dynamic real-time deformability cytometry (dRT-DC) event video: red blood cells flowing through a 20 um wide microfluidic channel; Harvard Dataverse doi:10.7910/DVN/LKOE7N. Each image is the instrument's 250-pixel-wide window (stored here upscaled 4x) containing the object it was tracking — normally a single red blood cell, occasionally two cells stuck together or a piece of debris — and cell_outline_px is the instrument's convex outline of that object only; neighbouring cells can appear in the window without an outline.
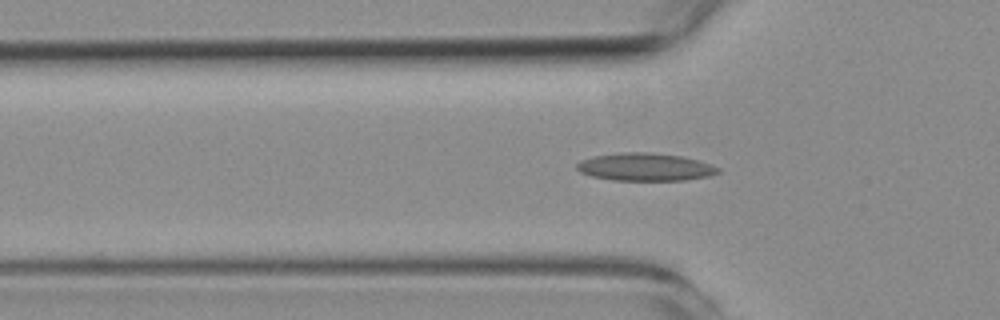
{"species": "common noctule bat (a hibernating species)", "species_latin": "Nyctalus noctula", "temperature_condition": "room temperature", "stored_images_in_passage": 34, "camera_frame_rate_fps": 3000, "um_per_image_px": 0.085, "animal": {"sex": "female", "body_mass_g": 19.3, "forearm_length_mm": 54.1}, "frame": {"image": 1, "passage_image": 4, "time_ms": 1.0, "image_size_px": [1000, 320], "cell_outline_px": [[720, 172], [708, 176], [684, 180], [612, 180], [592, 176], [580, 172], [576, 168], [576, 164], [580, 160], [592, 156], [624, 152], [652, 152], [680, 156], [696, 160], [720, 168]], "centroid_in_image_um": [54.79, 14.19], "position_along_channel_um": 71.0, "area_um2": 22.72}}
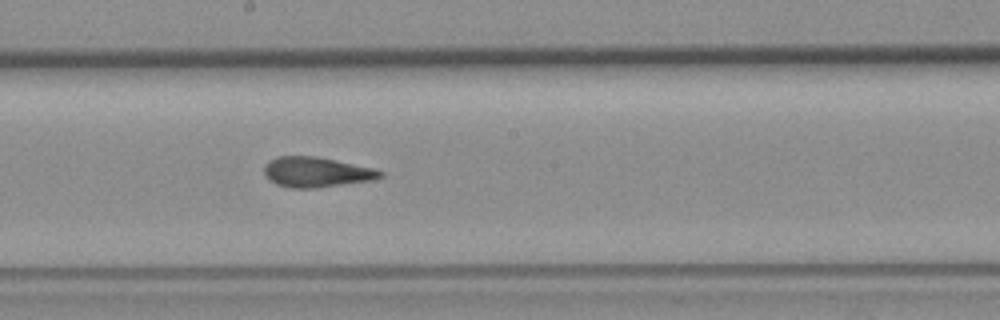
{"frame": {"image": 2, "passage_image": 16, "time_ms": 5.0, "image_size_px": [1000, 320], "cell_outline_px": [[384, 176], [376, 180], [316, 188], [288, 188], [276, 184], [268, 180], [264, 176], [264, 164], [268, 160], [276, 156], [316, 156], [336, 160], [372, 168], [384, 172]], "centroid_in_image_um": [26.86, 14.64], "position_along_channel_um": 221.3, "area_um2": 20.75}}
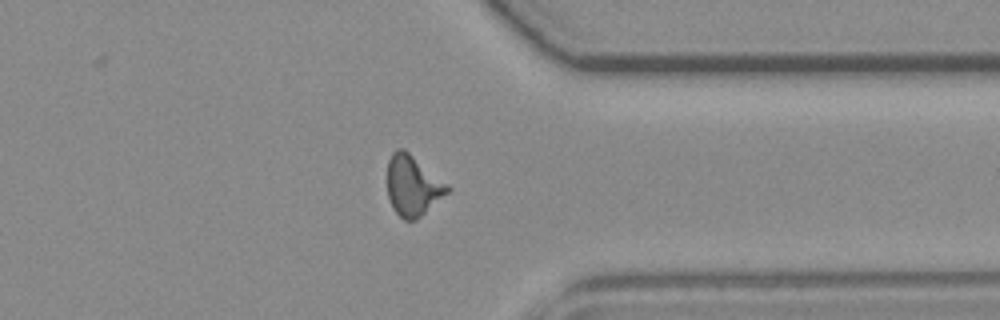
{"frame": {"image": 3, "passage_image": 29, "time_ms": 9.333, "image_size_px": [1000, 320], "cell_outline_px": [[452, 188], [448, 192], [416, 220], [404, 220], [392, 208], [388, 196], [388, 160], [392, 152], [396, 148], [404, 148], [448, 184]], "centroid_in_image_um": [35.08, 15.76], "position_along_channel_um": 376.3, "area_um2": 21.04}, "authors_computed_cell_mechanics": {"area_um2": 20.7213, "velocity_mm_per_s": 3.7327, "shape_relaxation_time_tau1_ms": null, "shape_relaxation_time_tau2_ms": 2.0255, "deformation_change_tau1": null, "deformation_change_tau2": 0.1018}}